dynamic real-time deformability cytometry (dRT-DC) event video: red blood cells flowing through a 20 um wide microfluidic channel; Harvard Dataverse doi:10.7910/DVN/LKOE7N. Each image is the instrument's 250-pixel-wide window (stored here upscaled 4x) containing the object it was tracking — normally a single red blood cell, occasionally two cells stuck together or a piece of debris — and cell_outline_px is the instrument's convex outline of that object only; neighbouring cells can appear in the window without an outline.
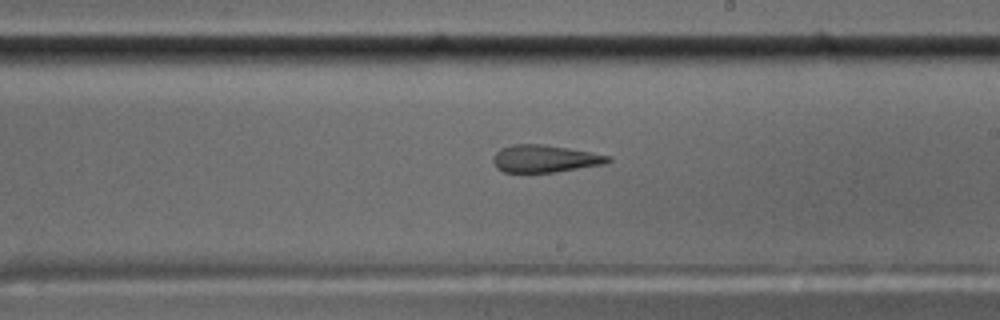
{"species": "common noctule bat (a hibernating species)", "species_latin": "Nyctalus noctula", "temperature_condition": "cold", "stored_images_in_passage": 56, "camera_frame_rate_fps": 3000, "um_per_image_px": 0.085, "animal": {"sex": "male", "body_mass_g": 17.5, "forearm_length_mm": 52.3}, "frame": {"image": 1, "passage_image": 33, "time_ms": 10.667, "image_size_px": [1000, 320], "cell_outline_px": [[612, 160], [604, 164], [556, 172], [504, 172], [496, 168], [492, 160], [492, 156], [500, 148], [512, 144], [544, 144], [568, 148], [612, 156]], "centroid_in_image_um": [46.29, 13.48], "position_along_channel_um": 242.7, "area_um2": 18.44}}
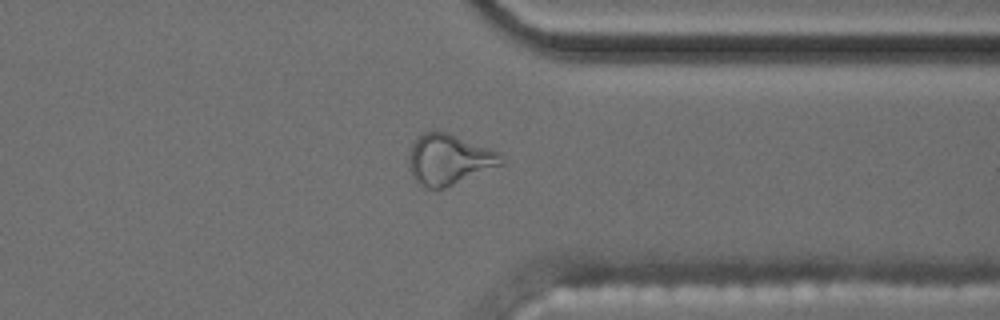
{"frame": {"image": 2, "passage_image": 44, "time_ms": 14.333, "image_size_px": [1000, 320], "cell_outline_px": [[504, 164], [444, 188], [424, 188], [416, 184], [408, 168], [408, 156], [412, 144], [416, 136], [432, 128], [448, 132], [488, 148], [496, 152], [504, 160]], "centroid_in_image_um": [38.08, 13.54], "position_along_channel_um": 373.3, "area_um2": 27.57}}
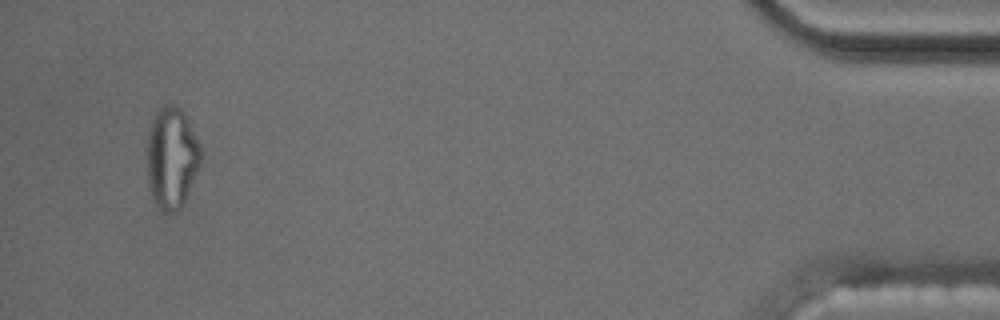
{"frame": {"image": 3, "passage_image": 54, "time_ms": 17.667, "image_size_px": [1000, 320], "cell_outline_px": [[200, 164], [184, 200], [180, 208], [172, 212], [164, 212], [152, 200], [148, 188], [148, 128], [156, 112], [164, 104], [172, 104], [180, 108], [184, 112], [196, 136], [200, 148]], "centroid_in_image_um": [14.57, 13.39], "position_along_channel_um": 420.6, "area_um2": 31.44}, "authors_computed_cell_mechanics": {"area_um2": 19.1896, "velocity_mm_per_s": 3.6034, "shape_relaxation_time_tau1_ms": null, "shape_relaxation_time_tau2_ms": 2.1519, "deformation_change_tau1": null, "deformation_change_tau2": 0.0963}}